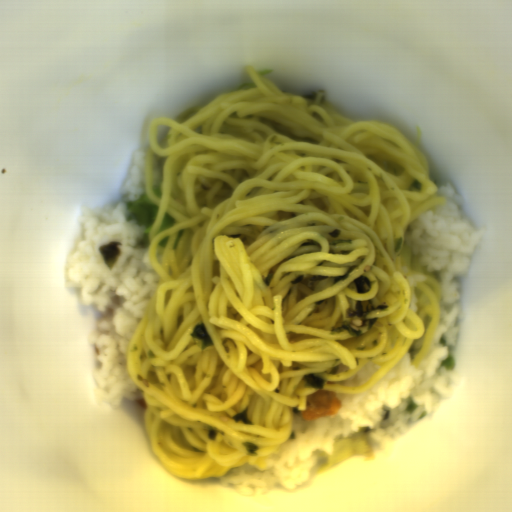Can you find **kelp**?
<instances>
[{
    "mask_svg": "<svg viewBox=\"0 0 512 512\" xmlns=\"http://www.w3.org/2000/svg\"><path fill=\"white\" fill-rule=\"evenodd\" d=\"M189 335L191 338L199 339L201 348L203 350L211 345H214L203 322L193 326V332Z\"/></svg>",
    "mask_w": 512,
    "mask_h": 512,
    "instance_id": "604fcf36",
    "label": "kelp"
},
{
    "mask_svg": "<svg viewBox=\"0 0 512 512\" xmlns=\"http://www.w3.org/2000/svg\"><path fill=\"white\" fill-rule=\"evenodd\" d=\"M244 447L247 449V454L249 456H256V451L259 449L258 446L254 445L250 442L243 443Z\"/></svg>",
    "mask_w": 512,
    "mask_h": 512,
    "instance_id": "21ea7ff6",
    "label": "kelp"
},
{
    "mask_svg": "<svg viewBox=\"0 0 512 512\" xmlns=\"http://www.w3.org/2000/svg\"><path fill=\"white\" fill-rule=\"evenodd\" d=\"M357 267H358V266H356V265H355V266H351V267H350V268H349V269H348V270H347L343 275H339L338 277L334 278V279H333V281H332L333 285H334V284H336V283H337V282H339V281H341V282H342V281L346 280V279L350 276V274H351L354 270H356V269H357Z\"/></svg>",
    "mask_w": 512,
    "mask_h": 512,
    "instance_id": "59a32d9e",
    "label": "kelp"
},
{
    "mask_svg": "<svg viewBox=\"0 0 512 512\" xmlns=\"http://www.w3.org/2000/svg\"><path fill=\"white\" fill-rule=\"evenodd\" d=\"M340 230L338 229H334L331 233H329L328 235L331 237V238H338V236L340 235Z\"/></svg>",
    "mask_w": 512,
    "mask_h": 512,
    "instance_id": "f00367f4",
    "label": "kelp"
},
{
    "mask_svg": "<svg viewBox=\"0 0 512 512\" xmlns=\"http://www.w3.org/2000/svg\"><path fill=\"white\" fill-rule=\"evenodd\" d=\"M342 331H347L352 337H359L362 334V331L353 329L349 323V321H343L342 326L340 328L333 329L332 334L341 333Z\"/></svg>",
    "mask_w": 512,
    "mask_h": 512,
    "instance_id": "69b00fe1",
    "label": "kelp"
},
{
    "mask_svg": "<svg viewBox=\"0 0 512 512\" xmlns=\"http://www.w3.org/2000/svg\"><path fill=\"white\" fill-rule=\"evenodd\" d=\"M354 282V287L358 294H366L371 289L372 282L366 276H360Z\"/></svg>",
    "mask_w": 512,
    "mask_h": 512,
    "instance_id": "d102d525",
    "label": "kelp"
},
{
    "mask_svg": "<svg viewBox=\"0 0 512 512\" xmlns=\"http://www.w3.org/2000/svg\"><path fill=\"white\" fill-rule=\"evenodd\" d=\"M233 421L234 422H238V421H241L242 423H245V424H251V421H249L248 419V408L246 407L242 412L236 414L235 416H233Z\"/></svg>",
    "mask_w": 512,
    "mask_h": 512,
    "instance_id": "6d42b08b",
    "label": "kelp"
},
{
    "mask_svg": "<svg viewBox=\"0 0 512 512\" xmlns=\"http://www.w3.org/2000/svg\"><path fill=\"white\" fill-rule=\"evenodd\" d=\"M304 279L303 275L298 276L294 281H290L292 285L301 283V281Z\"/></svg>",
    "mask_w": 512,
    "mask_h": 512,
    "instance_id": "1b26413b",
    "label": "kelp"
},
{
    "mask_svg": "<svg viewBox=\"0 0 512 512\" xmlns=\"http://www.w3.org/2000/svg\"><path fill=\"white\" fill-rule=\"evenodd\" d=\"M318 93L316 91H313L311 94L304 95V99L315 101L317 99Z\"/></svg>",
    "mask_w": 512,
    "mask_h": 512,
    "instance_id": "133cd13f",
    "label": "kelp"
},
{
    "mask_svg": "<svg viewBox=\"0 0 512 512\" xmlns=\"http://www.w3.org/2000/svg\"><path fill=\"white\" fill-rule=\"evenodd\" d=\"M122 242L108 241L107 244L100 246V255L106 267L110 270L114 267L117 259L121 255V249L119 246Z\"/></svg>",
    "mask_w": 512,
    "mask_h": 512,
    "instance_id": "cf089659",
    "label": "kelp"
},
{
    "mask_svg": "<svg viewBox=\"0 0 512 512\" xmlns=\"http://www.w3.org/2000/svg\"><path fill=\"white\" fill-rule=\"evenodd\" d=\"M356 310L352 308H347L346 314L349 317H359L361 320V325L366 327L368 330H371L374 324L377 322V318H367V315L372 311L383 312L389 309L387 304H380L378 306L373 305V300H356L355 303Z\"/></svg>",
    "mask_w": 512,
    "mask_h": 512,
    "instance_id": "99668d17",
    "label": "kelp"
},
{
    "mask_svg": "<svg viewBox=\"0 0 512 512\" xmlns=\"http://www.w3.org/2000/svg\"><path fill=\"white\" fill-rule=\"evenodd\" d=\"M273 276H274V274L270 273V274L265 278V280H264V282H263V283H265V284H266V286H269V285L271 284V282H272Z\"/></svg>",
    "mask_w": 512,
    "mask_h": 512,
    "instance_id": "61c4fe6a",
    "label": "kelp"
},
{
    "mask_svg": "<svg viewBox=\"0 0 512 512\" xmlns=\"http://www.w3.org/2000/svg\"><path fill=\"white\" fill-rule=\"evenodd\" d=\"M303 381L305 382V386H311L316 389L322 390L325 384V379L320 377L317 374H307L303 377Z\"/></svg>",
    "mask_w": 512,
    "mask_h": 512,
    "instance_id": "861f05c9",
    "label": "kelp"
}]
</instances>
